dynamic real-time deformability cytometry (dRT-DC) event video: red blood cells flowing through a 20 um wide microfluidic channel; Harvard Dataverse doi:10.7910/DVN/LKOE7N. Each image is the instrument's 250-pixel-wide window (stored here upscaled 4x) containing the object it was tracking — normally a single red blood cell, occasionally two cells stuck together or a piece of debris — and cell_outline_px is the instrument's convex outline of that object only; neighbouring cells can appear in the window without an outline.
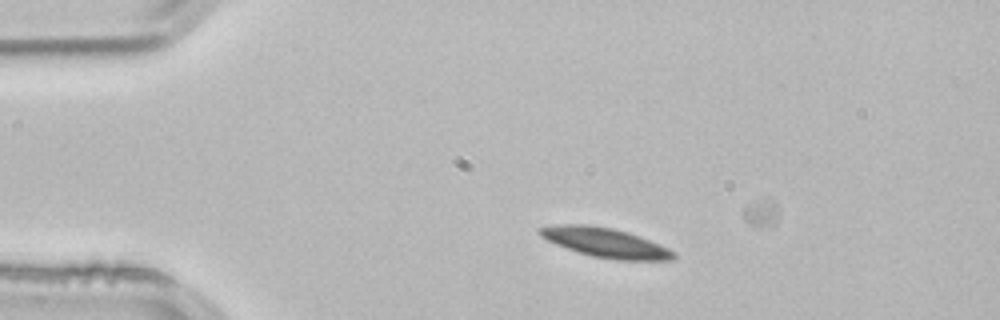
{"species": "common noctule bat (a hibernating species)", "species_latin": "Nyctalus noctula", "temperature_condition": "room temperature", "stored_images_in_passage": 6, "camera_frame_rate_fps": 3000, "um_per_image_px": 0.085, "animal": {"sex": "male", "body_mass_g": 21.5, "forearm_length_mm": 52.0}, "frame": {"image": 1, "passage_image": 1, "time_ms": 0.0, "image_size_px": [1000, 320], "cell_outline_px": [[676, 256], [672, 260], [616, 260], [592, 256], [556, 244], [540, 236], [536, 232], [536, 228], [564, 224], [584, 224], [612, 228], [648, 240], [668, 248], [676, 252]], "centroid_in_image_um": [51.43, 20.63], "position_along_channel_um": 33.6, "area_um2": 22.54}}